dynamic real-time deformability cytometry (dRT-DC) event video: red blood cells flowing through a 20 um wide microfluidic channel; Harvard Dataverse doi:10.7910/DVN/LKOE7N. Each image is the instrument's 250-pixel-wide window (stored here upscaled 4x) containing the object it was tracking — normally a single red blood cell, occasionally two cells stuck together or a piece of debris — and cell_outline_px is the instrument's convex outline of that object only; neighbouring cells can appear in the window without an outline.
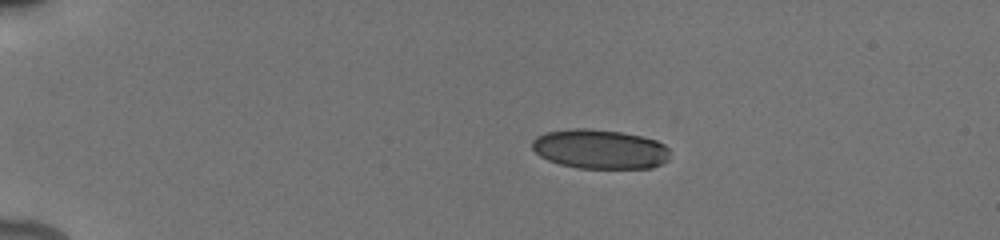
{"species": "human", "species_latin": "Homo sapiens", "temperature_condition": "cold", "stored_images_in_passage": 39, "camera_frame_rate_fps": 3000, "um_per_image_px": 0.085, "donor": {"sex": "male"}, "frame": {"image": 1, "passage_image": 1, "time_ms": 0.0, "image_size_px": [1000, 240], "cell_outline_px": [[668, 160], [652, 168], [576, 168], [560, 164], [548, 160], [540, 156], [532, 148], [532, 140], [536, 136], [548, 132], [576, 128], [584, 128], [620, 132], [640, 136], [656, 140], [664, 144], [668, 148]], "centroid_in_image_um": [50.98, 12.68], "position_along_channel_um": 34.0, "area_um2": 31.5}}
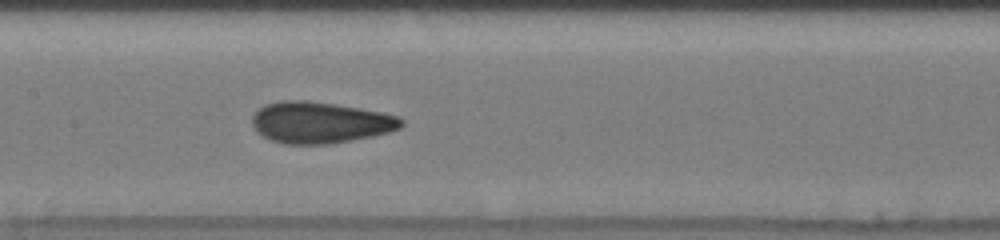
{"frame": {"image": 2, "passage_image": 18, "time_ms": 5.667, "image_size_px": [1000, 240], "cell_outline_px": [[404, 124], [400, 128], [388, 132], [372, 136], [328, 144], [288, 144], [272, 140], [264, 136], [252, 124], [252, 116], [264, 104], [280, 100], [308, 100], [336, 104], [360, 108], [380, 112], [396, 116], [404, 120]], "centroid_in_image_um": [27.22, 10.4], "position_along_channel_um": 180.2, "area_um2": 35.72}}
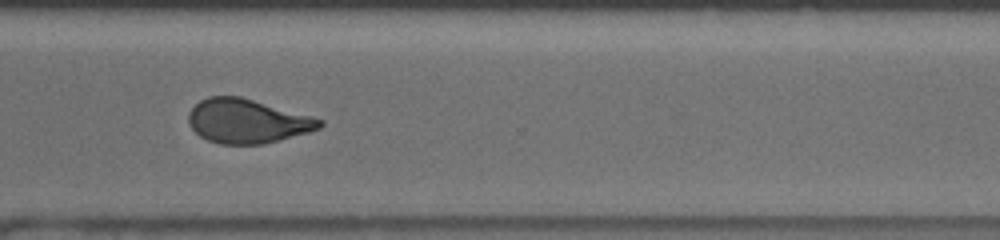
{"frame": {"image": 3, "passage_image": 31, "time_ms": 10.0, "image_size_px": [1000, 240], "cell_outline_px": [[324, 124], [320, 128], [308, 132], [264, 144], [220, 144], [208, 140], [200, 136], [192, 128], [188, 120], [188, 112], [200, 100], [208, 96], [240, 96], [324, 120]], "centroid_in_image_um": [21.0, 10.29], "position_along_channel_um": 349.6, "area_um2": 33.47}, "authors_computed_cell_mechanics": {"area_um2": 34.5066, "velocity_mm_per_s": 3.9181, "shape_relaxation_time_tau1_ms": 5.6851, "shape_relaxation_time_tau2_ms": 1.0864, "deformation_change_tau1": 0.1587, "deformation_change_tau2": 0.0749}}